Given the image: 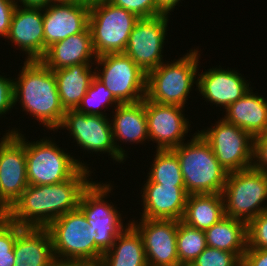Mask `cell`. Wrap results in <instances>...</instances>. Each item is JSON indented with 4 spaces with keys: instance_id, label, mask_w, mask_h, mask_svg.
Instances as JSON below:
<instances>
[{
    "instance_id": "cell-4",
    "label": "cell",
    "mask_w": 267,
    "mask_h": 266,
    "mask_svg": "<svg viewBox=\"0 0 267 266\" xmlns=\"http://www.w3.org/2000/svg\"><path fill=\"white\" fill-rule=\"evenodd\" d=\"M198 50L191 49L176 61L163 62L147 73L145 98L159 104L185 107L192 86L198 84L196 76L201 57Z\"/></svg>"
},
{
    "instance_id": "cell-13",
    "label": "cell",
    "mask_w": 267,
    "mask_h": 266,
    "mask_svg": "<svg viewBox=\"0 0 267 266\" xmlns=\"http://www.w3.org/2000/svg\"><path fill=\"white\" fill-rule=\"evenodd\" d=\"M110 118L100 115H88L77 110H66L58 129H67L73 140L85 152L107 153L118 163L125 159L117 152L112 135Z\"/></svg>"
},
{
    "instance_id": "cell-33",
    "label": "cell",
    "mask_w": 267,
    "mask_h": 266,
    "mask_svg": "<svg viewBox=\"0 0 267 266\" xmlns=\"http://www.w3.org/2000/svg\"><path fill=\"white\" fill-rule=\"evenodd\" d=\"M242 260L229 251L207 246L189 266H241Z\"/></svg>"
},
{
    "instance_id": "cell-32",
    "label": "cell",
    "mask_w": 267,
    "mask_h": 266,
    "mask_svg": "<svg viewBox=\"0 0 267 266\" xmlns=\"http://www.w3.org/2000/svg\"><path fill=\"white\" fill-rule=\"evenodd\" d=\"M23 228L7 217L0 218V266H15L13 247Z\"/></svg>"
},
{
    "instance_id": "cell-36",
    "label": "cell",
    "mask_w": 267,
    "mask_h": 266,
    "mask_svg": "<svg viewBox=\"0 0 267 266\" xmlns=\"http://www.w3.org/2000/svg\"><path fill=\"white\" fill-rule=\"evenodd\" d=\"M0 75V117L13 109L14 79Z\"/></svg>"
},
{
    "instance_id": "cell-3",
    "label": "cell",
    "mask_w": 267,
    "mask_h": 266,
    "mask_svg": "<svg viewBox=\"0 0 267 266\" xmlns=\"http://www.w3.org/2000/svg\"><path fill=\"white\" fill-rule=\"evenodd\" d=\"M171 149L179 159L188 194H222L228 172L215 157L209 143L198 132Z\"/></svg>"
},
{
    "instance_id": "cell-34",
    "label": "cell",
    "mask_w": 267,
    "mask_h": 266,
    "mask_svg": "<svg viewBox=\"0 0 267 266\" xmlns=\"http://www.w3.org/2000/svg\"><path fill=\"white\" fill-rule=\"evenodd\" d=\"M247 249H267V210L247 224Z\"/></svg>"
},
{
    "instance_id": "cell-12",
    "label": "cell",
    "mask_w": 267,
    "mask_h": 266,
    "mask_svg": "<svg viewBox=\"0 0 267 266\" xmlns=\"http://www.w3.org/2000/svg\"><path fill=\"white\" fill-rule=\"evenodd\" d=\"M17 129L0 139V200L9 209L28 186L25 136Z\"/></svg>"
},
{
    "instance_id": "cell-29",
    "label": "cell",
    "mask_w": 267,
    "mask_h": 266,
    "mask_svg": "<svg viewBox=\"0 0 267 266\" xmlns=\"http://www.w3.org/2000/svg\"><path fill=\"white\" fill-rule=\"evenodd\" d=\"M145 182L162 185L184 186V179L177 155L171 150H157Z\"/></svg>"
},
{
    "instance_id": "cell-39",
    "label": "cell",
    "mask_w": 267,
    "mask_h": 266,
    "mask_svg": "<svg viewBox=\"0 0 267 266\" xmlns=\"http://www.w3.org/2000/svg\"><path fill=\"white\" fill-rule=\"evenodd\" d=\"M241 266H267V249H246Z\"/></svg>"
},
{
    "instance_id": "cell-22",
    "label": "cell",
    "mask_w": 267,
    "mask_h": 266,
    "mask_svg": "<svg viewBox=\"0 0 267 266\" xmlns=\"http://www.w3.org/2000/svg\"><path fill=\"white\" fill-rule=\"evenodd\" d=\"M96 58L88 27L81 33L53 43L47 48L41 61L54 71L75 64H94Z\"/></svg>"
},
{
    "instance_id": "cell-5",
    "label": "cell",
    "mask_w": 267,
    "mask_h": 266,
    "mask_svg": "<svg viewBox=\"0 0 267 266\" xmlns=\"http://www.w3.org/2000/svg\"><path fill=\"white\" fill-rule=\"evenodd\" d=\"M111 186V183L93 181L82 193L78 207L89 223L88 229H91L93 234H97L95 237L96 266L100 264L103 254L112 247L116 238L130 224L127 223L124 226L122 213L111 204L112 202L108 203L106 200L113 190Z\"/></svg>"
},
{
    "instance_id": "cell-2",
    "label": "cell",
    "mask_w": 267,
    "mask_h": 266,
    "mask_svg": "<svg viewBox=\"0 0 267 266\" xmlns=\"http://www.w3.org/2000/svg\"><path fill=\"white\" fill-rule=\"evenodd\" d=\"M20 72L14 79V105L20 103L22 111L41 122L43 127L57 130L65 110L60 103L53 71L41 60H25Z\"/></svg>"
},
{
    "instance_id": "cell-26",
    "label": "cell",
    "mask_w": 267,
    "mask_h": 266,
    "mask_svg": "<svg viewBox=\"0 0 267 266\" xmlns=\"http://www.w3.org/2000/svg\"><path fill=\"white\" fill-rule=\"evenodd\" d=\"M204 232L207 246L235 253L242 260L248 246L245 221L225 216Z\"/></svg>"
},
{
    "instance_id": "cell-27",
    "label": "cell",
    "mask_w": 267,
    "mask_h": 266,
    "mask_svg": "<svg viewBox=\"0 0 267 266\" xmlns=\"http://www.w3.org/2000/svg\"><path fill=\"white\" fill-rule=\"evenodd\" d=\"M98 266H148L142 237L131 224L103 254Z\"/></svg>"
},
{
    "instance_id": "cell-21",
    "label": "cell",
    "mask_w": 267,
    "mask_h": 266,
    "mask_svg": "<svg viewBox=\"0 0 267 266\" xmlns=\"http://www.w3.org/2000/svg\"><path fill=\"white\" fill-rule=\"evenodd\" d=\"M114 108L115 113L110 120L114 145L117 152L127 159V153H125L127 151L121 147L122 144L119 146V141L130 144H143L144 141H149L145 98L136 103L119 104Z\"/></svg>"
},
{
    "instance_id": "cell-40",
    "label": "cell",
    "mask_w": 267,
    "mask_h": 266,
    "mask_svg": "<svg viewBox=\"0 0 267 266\" xmlns=\"http://www.w3.org/2000/svg\"><path fill=\"white\" fill-rule=\"evenodd\" d=\"M181 0H155L156 9L162 15H171L170 12L173 11L176 5L179 4Z\"/></svg>"
},
{
    "instance_id": "cell-44",
    "label": "cell",
    "mask_w": 267,
    "mask_h": 266,
    "mask_svg": "<svg viewBox=\"0 0 267 266\" xmlns=\"http://www.w3.org/2000/svg\"><path fill=\"white\" fill-rule=\"evenodd\" d=\"M53 2H73V3H80L85 2L84 0H53Z\"/></svg>"
},
{
    "instance_id": "cell-37",
    "label": "cell",
    "mask_w": 267,
    "mask_h": 266,
    "mask_svg": "<svg viewBox=\"0 0 267 266\" xmlns=\"http://www.w3.org/2000/svg\"><path fill=\"white\" fill-rule=\"evenodd\" d=\"M252 167L267 173V132L254 137Z\"/></svg>"
},
{
    "instance_id": "cell-31",
    "label": "cell",
    "mask_w": 267,
    "mask_h": 266,
    "mask_svg": "<svg viewBox=\"0 0 267 266\" xmlns=\"http://www.w3.org/2000/svg\"><path fill=\"white\" fill-rule=\"evenodd\" d=\"M119 104L121 103L113 96L105 85L94 77L89 89L76 110L88 115L107 116V113H104L102 109H107L108 107H112V105L117 106ZM101 107L103 108L101 109Z\"/></svg>"
},
{
    "instance_id": "cell-1",
    "label": "cell",
    "mask_w": 267,
    "mask_h": 266,
    "mask_svg": "<svg viewBox=\"0 0 267 266\" xmlns=\"http://www.w3.org/2000/svg\"><path fill=\"white\" fill-rule=\"evenodd\" d=\"M90 170L82 167L70 179L56 184L28 185L7 218L22 227L46 228L63 214L78 209L82 193L93 182Z\"/></svg>"
},
{
    "instance_id": "cell-35",
    "label": "cell",
    "mask_w": 267,
    "mask_h": 266,
    "mask_svg": "<svg viewBox=\"0 0 267 266\" xmlns=\"http://www.w3.org/2000/svg\"><path fill=\"white\" fill-rule=\"evenodd\" d=\"M117 7L134 13L138 18H148L162 15L155 5V0H107Z\"/></svg>"
},
{
    "instance_id": "cell-41",
    "label": "cell",
    "mask_w": 267,
    "mask_h": 266,
    "mask_svg": "<svg viewBox=\"0 0 267 266\" xmlns=\"http://www.w3.org/2000/svg\"><path fill=\"white\" fill-rule=\"evenodd\" d=\"M16 5L32 8H45L49 4L53 3V0H14ZM20 2V3H19Z\"/></svg>"
},
{
    "instance_id": "cell-45",
    "label": "cell",
    "mask_w": 267,
    "mask_h": 266,
    "mask_svg": "<svg viewBox=\"0 0 267 266\" xmlns=\"http://www.w3.org/2000/svg\"><path fill=\"white\" fill-rule=\"evenodd\" d=\"M84 1L91 3V2H94V1H98V0H84Z\"/></svg>"
},
{
    "instance_id": "cell-17",
    "label": "cell",
    "mask_w": 267,
    "mask_h": 266,
    "mask_svg": "<svg viewBox=\"0 0 267 266\" xmlns=\"http://www.w3.org/2000/svg\"><path fill=\"white\" fill-rule=\"evenodd\" d=\"M89 2H53L43 8L44 55L53 43L89 27Z\"/></svg>"
},
{
    "instance_id": "cell-20",
    "label": "cell",
    "mask_w": 267,
    "mask_h": 266,
    "mask_svg": "<svg viewBox=\"0 0 267 266\" xmlns=\"http://www.w3.org/2000/svg\"><path fill=\"white\" fill-rule=\"evenodd\" d=\"M143 187L140 193L143 202L140 218L183 219L188 197L185 186L146 182Z\"/></svg>"
},
{
    "instance_id": "cell-42",
    "label": "cell",
    "mask_w": 267,
    "mask_h": 266,
    "mask_svg": "<svg viewBox=\"0 0 267 266\" xmlns=\"http://www.w3.org/2000/svg\"><path fill=\"white\" fill-rule=\"evenodd\" d=\"M50 266H96V265L80 261L55 260Z\"/></svg>"
},
{
    "instance_id": "cell-11",
    "label": "cell",
    "mask_w": 267,
    "mask_h": 266,
    "mask_svg": "<svg viewBox=\"0 0 267 266\" xmlns=\"http://www.w3.org/2000/svg\"><path fill=\"white\" fill-rule=\"evenodd\" d=\"M198 132L228 173L252 167L254 137L247 131L221 118L211 128Z\"/></svg>"
},
{
    "instance_id": "cell-8",
    "label": "cell",
    "mask_w": 267,
    "mask_h": 266,
    "mask_svg": "<svg viewBox=\"0 0 267 266\" xmlns=\"http://www.w3.org/2000/svg\"><path fill=\"white\" fill-rule=\"evenodd\" d=\"M222 196L225 216L248 224L267 210V173L253 167L228 173Z\"/></svg>"
},
{
    "instance_id": "cell-16",
    "label": "cell",
    "mask_w": 267,
    "mask_h": 266,
    "mask_svg": "<svg viewBox=\"0 0 267 266\" xmlns=\"http://www.w3.org/2000/svg\"><path fill=\"white\" fill-rule=\"evenodd\" d=\"M184 110L178 105L159 104L145 98L149 141L157 144V150L173 149L186 140L191 124Z\"/></svg>"
},
{
    "instance_id": "cell-10",
    "label": "cell",
    "mask_w": 267,
    "mask_h": 266,
    "mask_svg": "<svg viewBox=\"0 0 267 266\" xmlns=\"http://www.w3.org/2000/svg\"><path fill=\"white\" fill-rule=\"evenodd\" d=\"M94 65L97 66L95 77L121 104L144 100L147 74L129 56L124 53L103 54L97 56ZM99 65L101 70L97 69Z\"/></svg>"
},
{
    "instance_id": "cell-28",
    "label": "cell",
    "mask_w": 267,
    "mask_h": 266,
    "mask_svg": "<svg viewBox=\"0 0 267 266\" xmlns=\"http://www.w3.org/2000/svg\"><path fill=\"white\" fill-rule=\"evenodd\" d=\"M225 217L222 194H188L183 221L205 231Z\"/></svg>"
},
{
    "instance_id": "cell-23",
    "label": "cell",
    "mask_w": 267,
    "mask_h": 266,
    "mask_svg": "<svg viewBox=\"0 0 267 266\" xmlns=\"http://www.w3.org/2000/svg\"><path fill=\"white\" fill-rule=\"evenodd\" d=\"M13 252L15 266H50L56 260L47 228L24 227L17 235Z\"/></svg>"
},
{
    "instance_id": "cell-6",
    "label": "cell",
    "mask_w": 267,
    "mask_h": 266,
    "mask_svg": "<svg viewBox=\"0 0 267 266\" xmlns=\"http://www.w3.org/2000/svg\"><path fill=\"white\" fill-rule=\"evenodd\" d=\"M39 140L30 142L25 137L28 185L56 184L70 179L82 167L89 169V164L66 153L52 139Z\"/></svg>"
},
{
    "instance_id": "cell-24",
    "label": "cell",
    "mask_w": 267,
    "mask_h": 266,
    "mask_svg": "<svg viewBox=\"0 0 267 266\" xmlns=\"http://www.w3.org/2000/svg\"><path fill=\"white\" fill-rule=\"evenodd\" d=\"M252 89L225 109L223 119L255 137L267 132V100Z\"/></svg>"
},
{
    "instance_id": "cell-15",
    "label": "cell",
    "mask_w": 267,
    "mask_h": 266,
    "mask_svg": "<svg viewBox=\"0 0 267 266\" xmlns=\"http://www.w3.org/2000/svg\"><path fill=\"white\" fill-rule=\"evenodd\" d=\"M129 221L143 240L148 266H182L177 254L178 220L146 219Z\"/></svg>"
},
{
    "instance_id": "cell-38",
    "label": "cell",
    "mask_w": 267,
    "mask_h": 266,
    "mask_svg": "<svg viewBox=\"0 0 267 266\" xmlns=\"http://www.w3.org/2000/svg\"><path fill=\"white\" fill-rule=\"evenodd\" d=\"M14 0H0V36L6 38L11 24L12 14L16 8Z\"/></svg>"
},
{
    "instance_id": "cell-9",
    "label": "cell",
    "mask_w": 267,
    "mask_h": 266,
    "mask_svg": "<svg viewBox=\"0 0 267 266\" xmlns=\"http://www.w3.org/2000/svg\"><path fill=\"white\" fill-rule=\"evenodd\" d=\"M78 208L52 221L48 229L56 260L80 261L96 265V233Z\"/></svg>"
},
{
    "instance_id": "cell-18",
    "label": "cell",
    "mask_w": 267,
    "mask_h": 266,
    "mask_svg": "<svg viewBox=\"0 0 267 266\" xmlns=\"http://www.w3.org/2000/svg\"><path fill=\"white\" fill-rule=\"evenodd\" d=\"M210 68L208 71L198 73L197 90L207 102L223 107V109L242 98L252 87L246 78L237 70ZM250 85V87H249Z\"/></svg>"
},
{
    "instance_id": "cell-14",
    "label": "cell",
    "mask_w": 267,
    "mask_h": 266,
    "mask_svg": "<svg viewBox=\"0 0 267 266\" xmlns=\"http://www.w3.org/2000/svg\"><path fill=\"white\" fill-rule=\"evenodd\" d=\"M168 15L139 18L135 23L124 54L146 74L163 62V48L169 23Z\"/></svg>"
},
{
    "instance_id": "cell-43",
    "label": "cell",
    "mask_w": 267,
    "mask_h": 266,
    "mask_svg": "<svg viewBox=\"0 0 267 266\" xmlns=\"http://www.w3.org/2000/svg\"><path fill=\"white\" fill-rule=\"evenodd\" d=\"M9 208L0 200V218L7 217Z\"/></svg>"
},
{
    "instance_id": "cell-25",
    "label": "cell",
    "mask_w": 267,
    "mask_h": 266,
    "mask_svg": "<svg viewBox=\"0 0 267 266\" xmlns=\"http://www.w3.org/2000/svg\"><path fill=\"white\" fill-rule=\"evenodd\" d=\"M64 110H76L95 77L92 64H75L53 71Z\"/></svg>"
},
{
    "instance_id": "cell-30",
    "label": "cell",
    "mask_w": 267,
    "mask_h": 266,
    "mask_svg": "<svg viewBox=\"0 0 267 266\" xmlns=\"http://www.w3.org/2000/svg\"><path fill=\"white\" fill-rule=\"evenodd\" d=\"M207 247L203 230L178 220L177 254L182 266H189Z\"/></svg>"
},
{
    "instance_id": "cell-19",
    "label": "cell",
    "mask_w": 267,
    "mask_h": 266,
    "mask_svg": "<svg viewBox=\"0 0 267 266\" xmlns=\"http://www.w3.org/2000/svg\"><path fill=\"white\" fill-rule=\"evenodd\" d=\"M6 39L24 51L25 60H41L44 56L43 9L17 5Z\"/></svg>"
},
{
    "instance_id": "cell-7",
    "label": "cell",
    "mask_w": 267,
    "mask_h": 266,
    "mask_svg": "<svg viewBox=\"0 0 267 266\" xmlns=\"http://www.w3.org/2000/svg\"><path fill=\"white\" fill-rule=\"evenodd\" d=\"M138 19L134 13L107 0L91 2L89 29L95 55L124 53Z\"/></svg>"
}]
</instances>
